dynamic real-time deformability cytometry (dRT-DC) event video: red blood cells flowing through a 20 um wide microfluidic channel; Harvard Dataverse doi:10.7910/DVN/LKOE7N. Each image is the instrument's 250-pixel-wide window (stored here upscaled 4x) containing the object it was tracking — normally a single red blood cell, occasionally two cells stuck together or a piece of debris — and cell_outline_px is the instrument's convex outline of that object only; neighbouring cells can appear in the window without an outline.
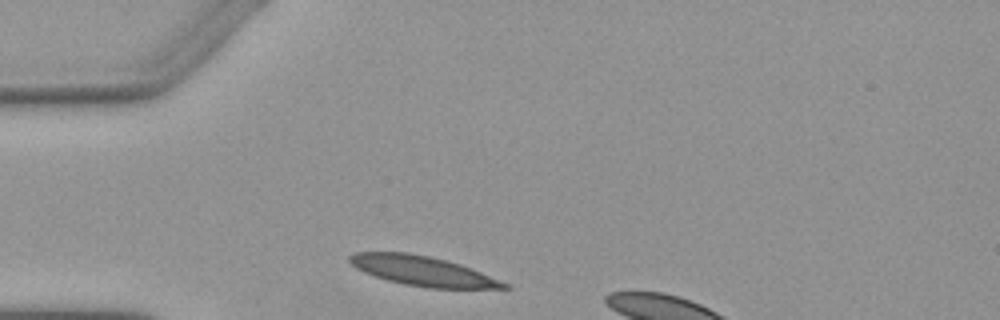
{"species": "Egyptian fruit bat (a non-hibernating species)", "species_latin": "Rousettus aegyptiacus", "temperature_condition": "warm", "stored_images_in_passage": 3, "camera_frame_rate_fps": 3000, "um_per_image_px": 0.085, "animal": {"sex": "female"}, "frame": {"image": 1, "passage_image": 1, "time_ms": 0.0, "image_size_px": [1000, 320], "cell_outline_px": [[512, 288], [428, 288], [404, 284], [388, 280], [364, 272], [356, 268], [348, 260], [348, 256], [352, 252], [408, 252], [428, 256], [460, 264], [480, 272], [508, 284]], "centroid_in_image_um": [35.87, 23.02], "position_along_channel_um": 49.1, "area_um2": 26.36}}